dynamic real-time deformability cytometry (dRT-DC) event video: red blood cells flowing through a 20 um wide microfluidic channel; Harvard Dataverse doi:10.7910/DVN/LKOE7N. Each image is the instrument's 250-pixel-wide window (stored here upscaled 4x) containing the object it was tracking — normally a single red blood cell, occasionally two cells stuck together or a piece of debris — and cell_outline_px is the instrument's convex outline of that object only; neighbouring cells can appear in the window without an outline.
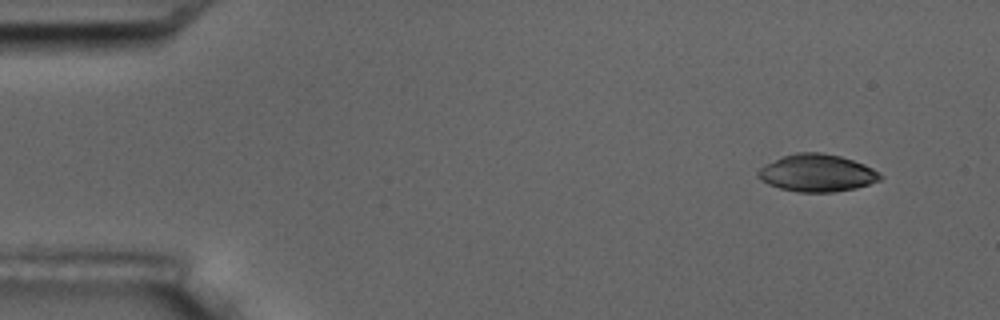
{"species": "common noctule bat (a hibernating species)", "species_latin": "Nyctalus noctula", "temperature_condition": "room temperature", "stored_images_in_passage": 10, "camera_frame_rate_fps": 3000, "um_per_image_px": 0.085, "animal": {"sex": "male", "body_mass_g": 17.5, "forearm_length_mm": 52.3}, "frame": {"image": 1, "passage_image": 1, "time_ms": 0.0, "image_size_px": [1000, 320], "cell_outline_px": [[884, 176], [880, 180], [856, 188], [832, 192], [800, 192], [780, 188], [768, 184], [756, 176], [756, 172], [764, 164], [784, 156], [796, 152], [820, 152], [840, 156], [864, 164], [872, 168]], "centroid_in_image_um": [69.43, 14.7], "position_along_channel_um": 15.6, "area_um2": 26.53}}
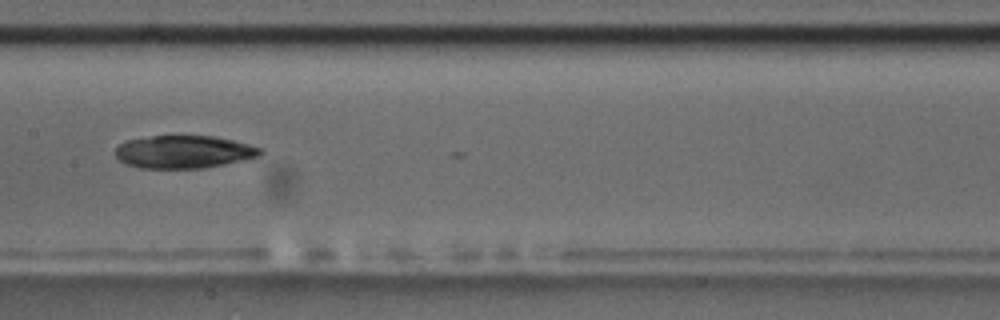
{"frame": {"image": 2, "passage_image": 8, "time_ms": 8.0, "image_size_px": [1000, 320], "cell_outline_px": [[264, 152], [260, 156], [224, 164], [200, 168], [140, 168], [128, 164], [120, 160], [116, 156], [116, 148], [120, 144], [128, 140], [152, 136], [212, 136], [232, 140], [264, 148]], "centroid_in_image_um": [15.66, 12.91], "position_along_channel_um": 191.7, "area_um2": 27.46}}
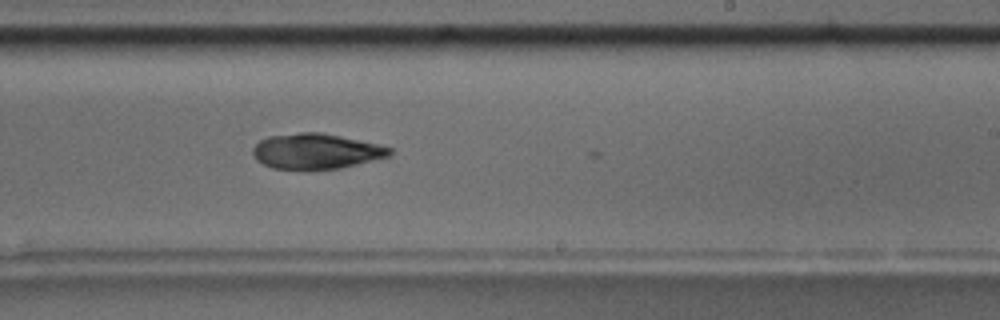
{"frame": {"image": 3, "passage_image": 10, "time_ms": 10.0, "image_size_px": [1000, 320], "cell_outline_px": [[392, 152], [388, 156], [340, 168], [272, 168], [256, 160], [252, 152], [252, 148], [260, 140], [268, 136], [300, 132], [320, 132], [380, 144], [392, 148]], "centroid_in_image_um": [26.85, 12.83], "position_along_channel_um": 262.2, "area_um2": 27.8}}